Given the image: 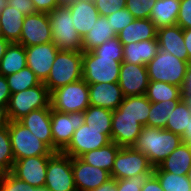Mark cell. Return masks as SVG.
Wrapping results in <instances>:
<instances>
[{
    "mask_svg": "<svg viewBox=\"0 0 191 191\" xmlns=\"http://www.w3.org/2000/svg\"><path fill=\"white\" fill-rule=\"evenodd\" d=\"M182 142V137L171 131L143 126L132 147L146 155L151 165L155 168Z\"/></svg>",
    "mask_w": 191,
    "mask_h": 191,
    "instance_id": "1",
    "label": "cell"
},
{
    "mask_svg": "<svg viewBox=\"0 0 191 191\" xmlns=\"http://www.w3.org/2000/svg\"><path fill=\"white\" fill-rule=\"evenodd\" d=\"M83 51L59 50L48 78L43 82L51 93L56 88L82 79Z\"/></svg>",
    "mask_w": 191,
    "mask_h": 191,
    "instance_id": "2",
    "label": "cell"
},
{
    "mask_svg": "<svg viewBox=\"0 0 191 191\" xmlns=\"http://www.w3.org/2000/svg\"><path fill=\"white\" fill-rule=\"evenodd\" d=\"M48 15L52 42L59 50L82 51V37L74 27L69 8L66 5H60Z\"/></svg>",
    "mask_w": 191,
    "mask_h": 191,
    "instance_id": "3",
    "label": "cell"
},
{
    "mask_svg": "<svg viewBox=\"0 0 191 191\" xmlns=\"http://www.w3.org/2000/svg\"><path fill=\"white\" fill-rule=\"evenodd\" d=\"M191 63L162 50L146 64L149 81L166 82L182 87Z\"/></svg>",
    "mask_w": 191,
    "mask_h": 191,
    "instance_id": "4",
    "label": "cell"
},
{
    "mask_svg": "<svg viewBox=\"0 0 191 191\" xmlns=\"http://www.w3.org/2000/svg\"><path fill=\"white\" fill-rule=\"evenodd\" d=\"M50 105L62 113L85 111L90 105L88 83L80 79L56 88L50 93Z\"/></svg>",
    "mask_w": 191,
    "mask_h": 191,
    "instance_id": "5",
    "label": "cell"
},
{
    "mask_svg": "<svg viewBox=\"0 0 191 191\" xmlns=\"http://www.w3.org/2000/svg\"><path fill=\"white\" fill-rule=\"evenodd\" d=\"M41 108H51L50 92L43 82L33 88L11 94L6 110L10 121H19L29 112Z\"/></svg>",
    "mask_w": 191,
    "mask_h": 191,
    "instance_id": "6",
    "label": "cell"
},
{
    "mask_svg": "<svg viewBox=\"0 0 191 191\" xmlns=\"http://www.w3.org/2000/svg\"><path fill=\"white\" fill-rule=\"evenodd\" d=\"M121 65L116 57L97 56L93 51L83 52L82 79L87 83L118 82Z\"/></svg>",
    "mask_w": 191,
    "mask_h": 191,
    "instance_id": "7",
    "label": "cell"
},
{
    "mask_svg": "<svg viewBox=\"0 0 191 191\" xmlns=\"http://www.w3.org/2000/svg\"><path fill=\"white\" fill-rule=\"evenodd\" d=\"M8 129L14 161L28 157L55 154L19 121L9 120Z\"/></svg>",
    "mask_w": 191,
    "mask_h": 191,
    "instance_id": "8",
    "label": "cell"
},
{
    "mask_svg": "<svg viewBox=\"0 0 191 191\" xmlns=\"http://www.w3.org/2000/svg\"><path fill=\"white\" fill-rule=\"evenodd\" d=\"M154 167L148 157L131 147H121L111 170V178L116 180L131 178L135 175L153 174Z\"/></svg>",
    "mask_w": 191,
    "mask_h": 191,
    "instance_id": "9",
    "label": "cell"
},
{
    "mask_svg": "<svg viewBox=\"0 0 191 191\" xmlns=\"http://www.w3.org/2000/svg\"><path fill=\"white\" fill-rule=\"evenodd\" d=\"M53 152H62L71 142L73 133L85 123L84 111L62 113L50 108Z\"/></svg>",
    "mask_w": 191,
    "mask_h": 191,
    "instance_id": "10",
    "label": "cell"
},
{
    "mask_svg": "<svg viewBox=\"0 0 191 191\" xmlns=\"http://www.w3.org/2000/svg\"><path fill=\"white\" fill-rule=\"evenodd\" d=\"M44 187L48 191L76 190L71 156L57 152L48 160Z\"/></svg>",
    "mask_w": 191,
    "mask_h": 191,
    "instance_id": "11",
    "label": "cell"
},
{
    "mask_svg": "<svg viewBox=\"0 0 191 191\" xmlns=\"http://www.w3.org/2000/svg\"><path fill=\"white\" fill-rule=\"evenodd\" d=\"M110 142L111 139L103 134V130L92 129L84 123L74 131L71 142L62 153L72 158H80L86 152L99 149Z\"/></svg>",
    "mask_w": 191,
    "mask_h": 191,
    "instance_id": "12",
    "label": "cell"
},
{
    "mask_svg": "<svg viewBox=\"0 0 191 191\" xmlns=\"http://www.w3.org/2000/svg\"><path fill=\"white\" fill-rule=\"evenodd\" d=\"M52 42L48 13L36 12L25 16L18 44L25 47Z\"/></svg>",
    "mask_w": 191,
    "mask_h": 191,
    "instance_id": "13",
    "label": "cell"
},
{
    "mask_svg": "<svg viewBox=\"0 0 191 191\" xmlns=\"http://www.w3.org/2000/svg\"><path fill=\"white\" fill-rule=\"evenodd\" d=\"M53 155H40L14 161L11 173L28 186L44 187L48 160Z\"/></svg>",
    "mask_w": 191,
    "mask_h": 191,
    "instance_id": "14",
    "label": "cell"
},
{
    "mask_svg": "<svg viewBox=\"0 0 191 191\" xmlns=\"http://www.w3.org/2000/svg\"><path fill=\"white\" fill-rule=\"evenodd\" d=\"M27 67L30 68L40 80L44 82L50 73L59 48L53 43H45L25 47Z\"/></svg>",
    "mask_w": 191,
    "mask_h": 191,
    "instance_id": "15",
    "label": "cell"
},
{
    "mask_svg": "<svg viewBox=\"0 0 191 191\" xmlns=\"http://www.w3.org/2000/svg\"><path fill=\"white\" fill-rule=\"evenodd\" d=\"M118 84L124 97L145 95L149 85L146 66L122 62Z\"/></svg>",
    "mask_w": 191,
    "mask_h": 191,
    "instance_id": "16",
    "label": "cell"
},
{
    "mask_svg": "<svg viewBox=\"0 0 191 191\" xmlns=\"http://www.w3.org/2000/svg\"><path fill=\"white\" fill-rule=\"evenodd\" d=\"M72 170L77 190L92 191L111 179L108 171L92 166L81 158H72Z\"/></svg>",
    "mask_w": 191,
    "mask_h": 191,
    "instance_id": "17",
    "label": "cell"
},
{
    "mask_svg": "<svg viewBox=\"0 0 191 191\" xmlns=\"http://www.w3.org/2000/svg\"><path fill=\"white\" fill-rule=\"evenodd\" d=\"M111 141L121 147H131L137 140L143 126L130 116H121L118 109L113 111Z\"/></svg>",
    "mask_w": 191,
    "mask_h": 191,
    "instance_id": "18",
    "label": "cell"
},
{
    "mask_svg": "<svg viewBox=\"0 0 191 191\" xmlns=\"http://www.w3.org/2000/svg\"><path fill=\"white\" fill-rule=\"evenodd\" d=\"M90 105L116 110L124 100L122 89L115 83H88Z\"/></svg>",
    "mask_w": 191,
    "mask_h": 191,
    "instance_id": "19",
    "label": "cell"
},
{
    "mask_svg": "<svg viewBox=\"0 0 191 191\" xmlns=\"http://www.w3.org/2000/svg\"><path fill=\"white\" fill-rule=\"evenodd\" d=\"M19 122L53 151L50 108L33 110Z\"/></svg>",
    "mask_w": 191,
    "mask_h": 191,
    "instance_id": "20",
    "label": "cell"
},
{
    "mask_svg": "<svg viewBox=\"0 0 191 191\" xmlns=\"http://www.w3.org/2000/svg\"><path fill=\"white\" fill-rule=\"evenodd\" d=\"M71 13L73 24L83 38L94 26L99 12L92 0H76L66 5Z\"/></svg>",
    "mask_w": 191,
    "mask_h": 191,
    "instance_id": "21",
    "label": "cell"
},
{
    "mask_svg": "<svg viewBox=\"0 0 191 191\" xmlns=\"http://www.w3.org/2000/svg\"><path fill=\"white\" fill-rule=\"evenodd\" d=\"M159 50L166 51L181 60L188 62V52L185 47L183 29L175 24L157 30Z\"/></svg>",
    "mask_w": 191,
    "mask_h": 191,
    "instance_id": "22",
    "label": "cell"
},
{
    "mask_svg": "<svg viewBox=\"0 0 191 191\" xmlns=\"http://www.w3.org/2000/svg\"><path fill=\"white\" fill-rule=\"evenodd\" d=\"M191 168V145L181 143L153 172H169L176 175H187Z\"/></svg>",
    "mask_w": 191,
    "mask_h": 191,
    "instance_id": "23",
    "label": "cell"
},
{
    "mask_svg": "<svg viewBox=\"0 0 191 191\" xmlns=\"http://www.w3.org/2000/svg\"><path fill=\"white\" fill-rule=\"evenodd\" d=\"M157 29L150 19H134L117 37L122 45L156 39Z\"/></svg>",
    "mask_w": 191,
    "mask_h": 191,
    "instance_id": "24",
    "label": "cell"
},
{
    "mask_svg": "<svg viewBox=\"0 0 191 191\" xmlns=\"http://www.w3.org/2000/svg\"><path fill=\"white\" fill-rule=\"evenodd\" d=\"M158 50L157 38L125 44L123 45V62L146 66L156 56Z\"/></svg>",
    "mask_w": 191,
    "mask_h": 191,
    "instance_id": "25",
    "label": "cell"
},
{
    "mask_svg": "<svg viewBox=\"0 0 191 191\" xmlns=\"http://www.w3.org/2000/svg\"><path fill=\"white\" fill-rule=\"evenodd\" d=\"M25 15L7 5L0 12V35L10 43H18Z\"/></svg>",
    "mask_w": 191,
    "mask_h": 191,
    "instance_id": "26",
    "label": "cell"
},
{
    "mask_svg": "<svg viewBox=\"0 0 191 191\" xmlns=\"http://www.w3.org/2000/svg\"><path fill=\"white\" fill-rule=\"evenodd\" d=\"M180 9V0H156L152 7L150 20L156 29L172 26L177 23Z\"/></svg>",
    "mask_w": 191,
    "mask_h": 191,
    "instance_id": "27",
    "label": "cell"
},
{
    "mask_svg": "<svg viewBox=\"0 0 191 191\" xmlns=\"http://www.w3.org/2000/svg\"><path fill=\"white\" fill-rule=\"evenodd\" d=\"M116 36L117 34L111 27L110 22L107 21V18L99 15L92 30L82 38V51H92L107 40Z\"/></svg>",
    "mask_w": 191,
    "mask_h": 191,
    "instance_id": "28",
    "label": "cell"
},
{
    "mask_svg": "<svg viewBox=\"0 0 191 191\" xmlns=\"http://www.w3.org/2000/svg\"><path fill=\"white\" fill-rule=\"evenodd\" d=\"M150 108L151 101L146 95H138L124 97L117 109L121 111V116H130L141 123L142 126H147Z\"/></svg>",
    "mask_w": 191,
    "mask_h": 191,
    "instance_id": "29",
    "label": "cell"
},
{
    "mask_svg": "<svg viewBox=\"0 0 191 191\" xmlns=\"http://www.w3.org/2000/svg\"><path fill=\"white\" fill-rule=\"evenodd\" d=\"M27 67L25 46L10 43L0 62V75L8 76Z\"/></svg>",
    "mask_w": 191,
    "mask_h": 191,
    "instance_id": "30",
    "label": "cell"
},
{
    "mask_svg": "<svg viewBox=\"0 0 191 191\" xmlns=\"http://www.w3.org/2000/svg\"><path fill=\"white\" fill-rule=\"evenodd\" d=\"M121 146L111 141L107 145L83 154L80 158L92 166L104 169L111 173L115 157Z\"/></svg>",
    "mask_w": 191,
    "mask_h": 191,
    "instance_id": "31",
    "label": "cell"
},
{
    "mask_svg": "<svg viewBox=\"0 0 191 191\" xmlns=\"http://www.w3.org/2000/svg\"><path fill=\"white\" fill-rule=\"evenodd\" d=\"M85 123L92 129L103 130L111 139L113 111L98 106L89 105L85 111Z\"/></svg>",
    "mask_w": 191,
    "mask_h": 191,
    "instance_id": "32",
    "label": "cell"
},
{
    "mask_svg": "<svg viewBox=\"0 0 191 191\" xmlns=\"http://www.w3.org/2000/svg\"><path fill=\"white\" fill-rule=\"evenodd\" d=\"M145 95L151 102L183 99L181 87L159 81H149Z\"/></svg>",
    "mask_w": 191,
    "mask_h": 191,
    "instance_id": "33",
    "label": "cell"
},
{
    "mask_svg": "<svg viewBox=\"0 0 191 191\" xmlns=\"http://www.w3.org/2000/svg\"><path fill=\"white\" fill-rule=\"evenodd\" d=\"M180 101L181 100H167L162 102H151L147 126L165 129L169 115L172 114Z\"/></svg>",
    "mask_w": 191,
    "mask_h": 191,
    "instance_id": "34",
    "label": "cell"
},
{
    "mask_svg": "<svg viewBox=\"0 0 191 191\" xmlns=\"http://www.w3.org/2000/svg\"><path fill=\"white\" fill-rule=\"evenodd\" d=\"M191 117V109L189 103L183 98L175 107L172 114L169 115L165 130L174 134L184 135L186 127Z\"/></svg>",
    "mask_w": 191,
    "mask_h": 191,
    "instance_id": "35",
    "label": "cell"
},
{
    "mask_svg": "<svg viewBox=\"0 0 191 191\" xmlns=\"http://www.w3.org/2000/svg\"><path fill=\"white\" fill-rule=\"evenodd\" d=\"M6 80L11 94L33 88L41 83L35 73L28 67L6 76Z\"/></svg>",
    "mask_w": 191,
    "mask_h": 191,
    "instance_id": "36",
    "label": "cell"
},
{
    "mask_svg": "<svg viewBox=\"0 0 191 191\" xmlns=\"http://www.w3.org/2000/svg\"><path fill=\"white\" fill-rule=\"evenodd\" d=\"M164 191H191L187 175H176L169 172H153Z\"/></svg>",
    "mask_w": 191,
    "mask_h": 191,
    "instance_id": "37",
    "label": "cell"
},
{
    "mask_svg": "<svg viewBox=\"0 0 191 191\" xmlns=\"http://www.w3.org/2000/svg\"><path fill=\"white\" fill-rule=\"evenodd\" d=\"M0 163L11 172L14 164V156L8 126L0 129Z\"/></svg>",
    "mask_w": 191,
    "mask_h": 191,
    "instance_id": "38",
    "label": "cell"
},
{
    "mask_svg": "<svg viewBox=\"0 0 191 191\" xmlns=\"http://www.w3.org/2000/svg\"><path fill=\"white\" fill-rule=\"evenodd\" d=\"M97 56L116 57V60L123 62V45L118 37L111 38L92 50Z\"/></svg>",
    "mask_w": 191,
    "mask_h": 191,
    "instance_id": "39",
    "label": "cell"
},
{
    "mask_svg": "<svg viewBox=\"0 0 191 191\" xmlns=\"http://www.w3.org/2000/svg\"><path fill=\"white\" fill-rule=\"evenodd\" d=\"M156 0H126V9L135 19H149Z\"/></svg>",
    "mask_w": 191,
    "mask_h": 191,
    "instance_id": "40",
    "label": "cell"
},
{
    "mask_svg": "<svg viewBox=\"0 0 191 191\" xmlns=\"http://www.w3.org/2000/svg\"><path fill=\"white\" fill-rule=\"evenodd\" d=\"M106 18L107 21L110 22V25L116 34H118L135 19L133 15L126 9V7L106 16Z\"/></svg>",
    "mask_w": 191,
    "mask_h": 191,
    "instance_id": "41",
    "label": "cell"
},
{
    "mask_svg": "<svg viewBox=\"0 0 191 191\" xmlns=\"http://www.w3.org/2000/svg\"><path fill=\"white\" fill-rule=\"evenodd\" d=\"M150 175L152 174H141L131 178L117 180V191H141Z\"/></svg>",
    "mask_w": 191,
    "mask_h": 191,
    "instance_id": "42",
    "label": "cell"
},
{
    "mask_svg": "<svg viewBox=\"0 0 191 191\" xmlns=\"http://www.w3.org/2000/svg\"><path fill=\"white\" fill-rule=\"evenodd\" d=\"M100 16H108L126 5V0H92Z\"/></svg>",
    "mask_w": 191,
    "mask_h": 191,
    "instance_id": "43",
    "label": "cell"
},
{
    "mask_svg": "<svg viewBox=\"0 0 191 191\" xmlns=\"http://www.w3.org/2000/svg\"><path fill=\"white\" fill-rule=\"evenodd\" d=\"M0 191H28V184L10 172L0 182Z\"/></svg>",
    "mask_w": 191,
    "mask_h": 191,
    "instance_id": "44",
    "label": "cell"
},
{
    "mask_svg": "<svg viewBox=\"0 0 191 191\" xmlns=\"http://www.w3.org/2000/svg\"><path fill=\"white\" fill-rule=\"evenodd\" d=\"M176 24L182 29L191 28V0H180V9Z\"/></svg>",
    "mask_w": 191,
    "mask_h": 191,
    "instance_id": "45",
    "label": "cell"
},
{
    "mask_svg": "<svg viewBox=\"0 0 191 191\" xmlns=\"http://www.w3.org/2000/svg\"><path fill=\"white\" fill-rule=\"evenodd\" d=\"M7 5L19 10L25 16L36 13L32 0H7Z\"/></svg>",
    "mask_w": 191,
    "mask_h": 191,
    "instance_id": "46",
    "label": "cell"
},
{
    "mask_svg": "<svg viewBox=\"0 0 191 191\" xmlns=\"http://www.w3.org/2000/svg\"><path fill=\"white\" fill-rule=\"evenodd\" d=\"M36 12L49 13L61 5L59 0H32Z\"/></svg>",
    "mask_w": 191,
    "mask_h": 191,
    "instance_id": "47",
    "label": "cell"
},
{
    "mask_svg": "<svg viewBox=\"0 0 191 191\" xmlns=\"http://www.w3.org/2000/svg\"><path fill=\"white\" fill-rule=\"evenodd\" d=\"M11 93L6 77L0 75V108H7Z\"/></svg>",
    "mask_w": 191,
    "mask_h": 191,
    "instance_id": "48",
    "label": "cell"
},
{
    "mask_svg": "<svg viewBox=\"0 0 191 191\" xmlns=\"http://www.w3.org/2000/svg\"><path fill=\"white\" fill-rule=\"evenodd\" d=\"M141 191H164V189L161 187L158 179L152 174L145 181Z\"/></svg>",
    "mask_w": 191,
    "mask_h": 191,
    "instance_id": "49",
    "label": "cell"
},
{
    "mask_svg": "<svg viewBox=\"0 0 191 191\" xmlns=\"http://www.w3.org/2000/svg\"><path fill=\"white\" fill-rule=\"evenodd\" d=\"M181 94L184 95H191V64L188 67L183 85L181 87Z\"/></svg>",
    "mask_w": 191,
    "mask_h": 191,
    "instance_id": "50",
    "label": "cell"
},
{
    "mask_svg": "<svg viewBox=\"0 0 191 191\" xmlns=\"http://www.w3.org/2000/svg\"><path fill=\"white\" fill-rule=\"evenodd\" d=\"M92 191H117V180L111 178Z\"/></svg>",
    "mask_w": 191,
    "mask_h": 191,
    "instance_id": "51",
    "label": "cell"
},
{
    "mask_svg": "<svg viewBox=\"0 0 191 191\" xmlns=\"http://www.w3.org/2000/svg\"><path fill=\"white\" fill-rule=\"evenodd\" d=\"M183 37H184L185 47L188 52V62L191 63V28L183 29Z\"/></svg>",
    "mask_w": 191,
    "mask_h": 191,
    "instance_id": "52",
    "label": "cell"
},
{
    "mask_svg": "<svg viewBox=\"0 0 191 191\" xmlns=\"http://www.w3.org/2000/svg\"><path fill=\"white\" fill-rule=\"evenodd\" d=\"M7 108H0V129L8 126Z\"/></svg>",
    "mask_w": 191,
    "mask_h": 191,
    "instance_id": "53",
    "label": "cell"
},
{
    "mask_svg": "<svg viewBox=\"0 0 191 191\" xmlns=\"http://www.w3.org/2000/svg\"><path fill=\"white\" fill-rule=\"evenodd\" d=\"M183 143H187L191 145V117L188 123V127H186L184 135L182 136Z\"/></svg>",
    "mask_w": 191,
    "mask_h": 191,
    "instance_id": "54",
    "label": "cell"
},
{
    "mask_svg": "<svg viewBox=\"0 0 191 191\" xmlns=\"http://www.w3.org/2000/svg\"><path fill=\"white\" fill-rule=\"evenodd\" d=\"M10 42L0 35V62Z\"/></svg>",
    "mask_w": 191,
    "mask_h": 191,
    "instance_id": "55",
    "label": "cell"
},
{
    "mask_svg": "<svg viewBox=\"0 0 191 191\" xmlns=\"http://www.w3.org/2000/svg\"><path fill=\"white\" fill-rule=\"evenodd\" d=\"M10 173V171L0 163V182Z\"/></svg>",
    "mask_w": 191,
    "mask_h": 191,
    "instance_id": "56",
    "label": "cell"
},
{
    "mask_svg": "<svg viewBox=\"0 0 191 191\" xmlns=\"http://www.w3.org/2000/svg\"><path fill=\"white\" fill-rule=\"evenodd\" d=\"M28 191H48L46 187H39V188H35L32 186H28Z\"/></svg>",
    "mask_w": 191,
    "mask_h": 191,
    "instance_id": "57",
    "label": "cell"
},
{
    "mask_svg": "<svg viewBox=\"0 0 191 191\" xmlns=\"http://www.w3.org/2000/svg\"><path fill=\"white\" fill-rule=\"evenodd\" d=\"M7 6V0H0V12Z\"/></svg>",
    "mask_w": 191,
    "mask_h": 191,
    "instance_id": "58",
    "label": "cell"
},
{
    "mask_svg": "<svg viewBox=\"0 0 191 191\" xmlns=\"http://www.w3.org/2000/svg\"><path fill=\"white\" fill-rule=\"evenodd\" d=\"M183 98L189 103L191 109V95H184Z\"/></svg>",
    "mask_w": 191,
    "mask_h": 191,
    "instance_id": "59",
    "label": "cell"
},
{
    "mask_svg": "<svg viewBox=\"0 0 191 191\" xmlns=\"http://www.w3.org/2000/svg\"><path fill=\"white\" fill-rule=\"evenodd\" d=\"M59 1H60L61 5H67L76 0H59Z\"/></svg>",
    "mask_w": 191,
    "mask_h": 191,
    "instance_id": "60",
    "label": "cell"
},
{
    "mask_svg": "<svg viewBox=\"0 0 191 191\" xmlns=\"http://www.w3.org/2000/svg\"><path fill=\"white\" fill-rule=\"evenodd\" d=\"M187 177H188L189 182L191 183V168L188 171Z\"/></svg>",
    "mask_w": 191,
    "mask_h": 191,
    "instance_id": "61",
    "label": "cell"
}]
</instances>
